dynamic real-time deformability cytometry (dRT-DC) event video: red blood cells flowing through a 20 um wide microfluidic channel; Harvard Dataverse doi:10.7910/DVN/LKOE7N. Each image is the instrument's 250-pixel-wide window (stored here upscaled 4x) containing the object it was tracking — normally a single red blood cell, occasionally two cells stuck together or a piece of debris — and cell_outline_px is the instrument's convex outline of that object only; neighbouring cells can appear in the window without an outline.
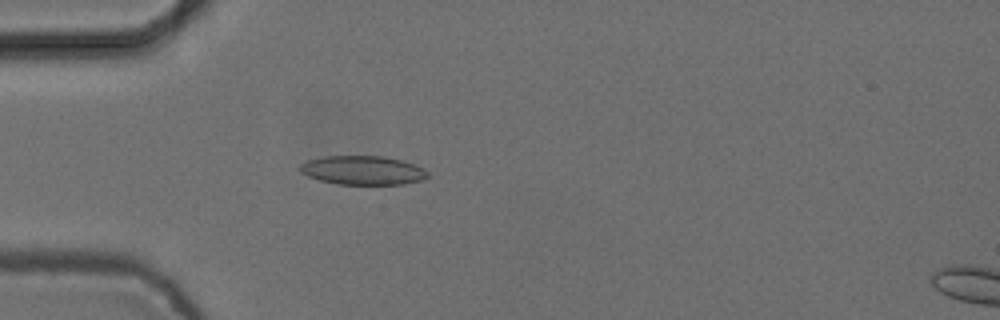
{"species": "common noctule bat (a hibernating species)", "species_latin": "Nyctalus noctula", "temperature_condition": "cold", "stored_images_in_passage": 6, "camera_frame_rate_fps": 3000, "um_per_image_px": 0.085, "animal": {"sex": "female", "body_mass_g": 24.6, "forearm_length_mm": 56.2}, "frame": {"image": 1, "passage_image": 5, "time_ms": 1.333, "image_size_px": [1000, 320], "cell_outline_px": [[428, 176], [424, 180], [404, 184], [336, 184], [320, 180], [308, 176], [300, 172], [300, 164], [308, 160], [324, 156], [384, 156], [400, 160], [424, 168], [428, 172]], "centroid_in_image_um": [30.84, 14.48], "position_along_channel_um": 54.2, "area_um2": 21.5}}